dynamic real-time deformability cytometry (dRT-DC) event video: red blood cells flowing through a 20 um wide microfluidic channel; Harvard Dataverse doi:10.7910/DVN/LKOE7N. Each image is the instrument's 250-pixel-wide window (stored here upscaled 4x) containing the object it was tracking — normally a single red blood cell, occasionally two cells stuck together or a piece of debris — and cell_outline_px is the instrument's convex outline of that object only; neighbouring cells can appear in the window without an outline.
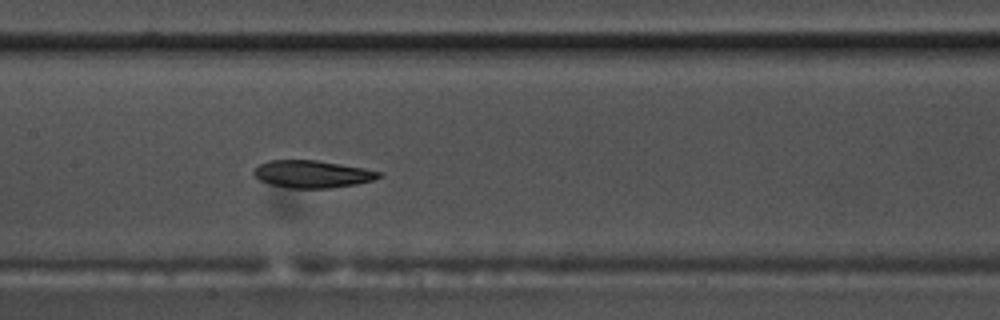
{"species": "common noctule bat (a hibernating species)", "species_latin": "Nyctalus noctula", "temperature_condition": "warm", "stored_images_in_passage": 45, "camera_frame_rate_fps": 3000, "um_per_image_px": 0.085, "animal": {"sex": "male", "body_mass_g": 17.5, "forearm_length_mm": 52.3}, "frame": {"image": 1, "passage_image": 28, "time_ms": 9.0, "image_size_px": [1000, 320], "cell_outline_px": [[384, 176], [372, 180], [356, 184], [328, 188], [288, 188], [272, 184], [260, 180], [252, 172], [260, 164], [268, 160], [316, 160], [364, 168], [384, 172]], "centroid_in_image_um": [26.58, 14.79], "position_along_channel_um": 180.8, "area_um2": 19.88}}
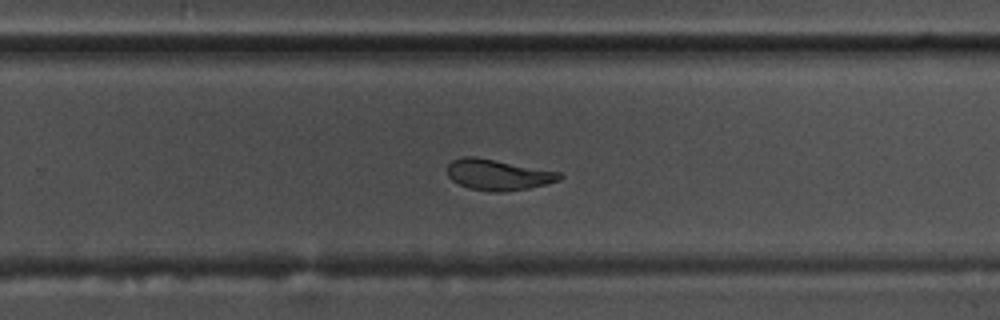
{"frame": {"image": 2, "passage_image": 37, "time_ms": 12.0, "image_size_px": [1000, 320], "cell_outline_px": [[564, 176], [560, 180], [528, 188], [504, 192], [492, 192], [468, 188], [452, 180], [448, 176], [448, 164], [452, 160], [464, 156], [472, 156], [496, 160], [560, 172]], "centroid_in_image_um": [42.32, 14.85], "position_along_channel_um": 287.5, "area_um2": 20.06}}
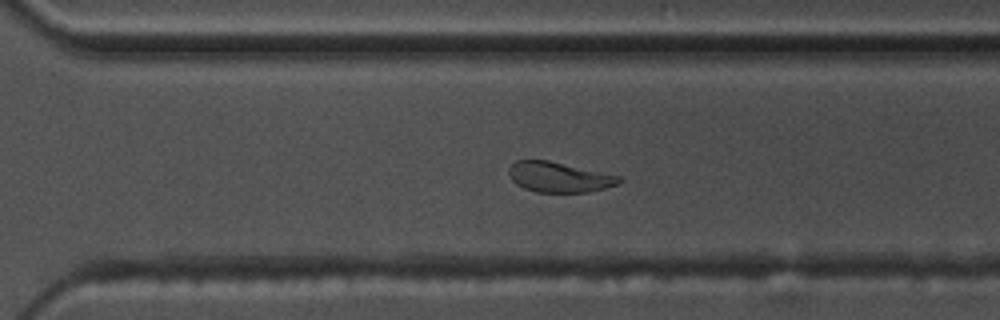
{"frame": {"image": 3, "passage_image": 40, "time_ms": 13.0, "image_size_px": [1000, 320], "cell_outline_px": [[624, 180], [616, 184], [604, 188], [588, 192], [536, 192], [524, 188], [516, 184], [512, 180], [508, 172], [508, 168], [516, 160], [548, 160], [624, 176]], "centroid_in_image_um": [47.55, 15.05], "position_along_channel_um": 323.1, "area_um2": 19.59}, "authors_computed_cell_mechanics": {"area_um2": 20.3456, "velocity_mm_per_s": 3.5582, "shape_relaxation_time_tau1_ms": 7.4178, "shape_relaxation_time_tau2_ms": 5.751, "deformation_change_tau1": 0.2288, "deformation_change_tau2": 0.0901}}